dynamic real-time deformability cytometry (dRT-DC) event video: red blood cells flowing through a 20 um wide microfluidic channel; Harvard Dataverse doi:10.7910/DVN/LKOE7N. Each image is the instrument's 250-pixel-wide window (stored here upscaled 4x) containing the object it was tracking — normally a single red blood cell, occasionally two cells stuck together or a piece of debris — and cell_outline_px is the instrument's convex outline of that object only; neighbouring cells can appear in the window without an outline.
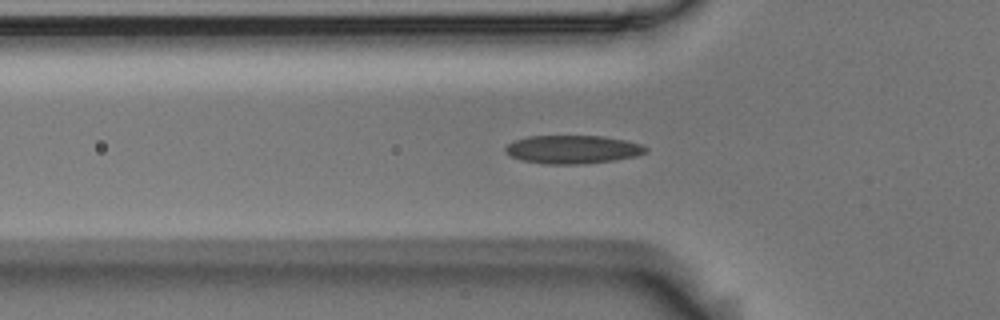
{"species": "Egyptian fruit bat (a non-hibernating species)", "species_latin": "Rousettus aegyptiacus", "temperature_condition": "room temperature", "stored_images_in_passage": 43, "camera_frame_rate_fps": 3000, "um_per_image_px": 0.085, "animal": {"sex": "male"}, "frame": {"image": 1, "passage_image": 5, "time_ms": 1.333, "image_size_px": [1000, 320], "cell_outline_px": [[648, 152], [636, 156], [616, 160], [580, 164], [548, 164], [520, 160], [504, 152], [504, 148], [508, 144], [516, 140], [528, 136], [604, 136], [624, 140], [640, 144], [648, 148]], "centroid_in_image_um": [48.68, 12.7], "position_along_channel_um": 77.1, "area_um2": 23.18}}
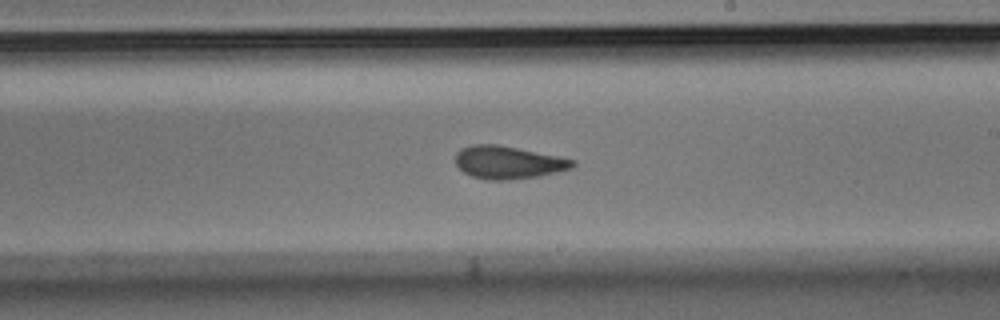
{"frame": {"image": 2, "passage_image": 19, "time_ms": 6.0, "image_size_px": [1000, 320], "cell_outline_px": [[576, 164], [572, 168], [540, 176], [508, 180], [488, 180], [472, 176], [464, 172], [456, 164], [456, 152], [460, 148], [472, 144], [496, 144], [576, 160]], "centroid_in_image_um": [43.18, 13.81], "position_along_channel_um": 245.8, "area_um2": 22.25}}
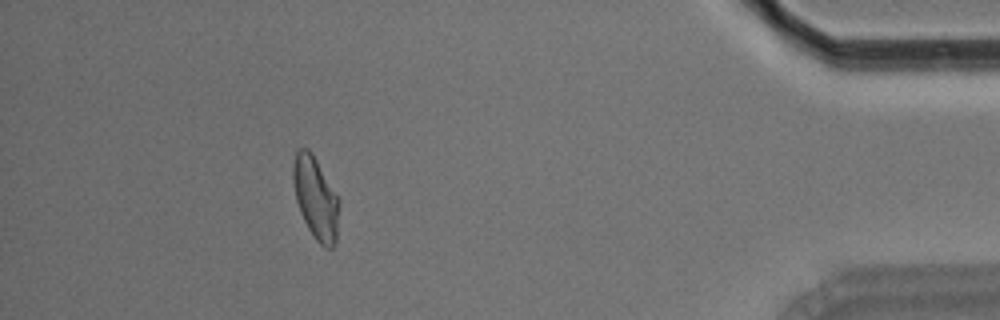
{"frame": {"image": 3, "passage_image": 37, "time_ms": 12.0, "image_size_px": [1000, 320], "cell_outline_px": [[340, 200], [336, 240], [332, 248], [324, 248], [316, 240], [308, 228], [300, 212], [296, 200], [292, 180], [292, 164], [296, 152], [300, 148], [308, 148], [312, 152]], "centroid_in_image_um": [26.82, 16.82], "position_along_channel_um": 408.4, "area_um2": 22.14}, "authors_computed_cell_mechanics": {"area_um2": 22.253, "velocity_mm_per_s": 3.5903, "shape_relaxation_time_tau1_ms": 6.5425, "shape_relaxation_time_tau2_ms": 2.2068, "deformation_change_tau1": 0.1601, "deformation_change_tau2": 0.0874}}